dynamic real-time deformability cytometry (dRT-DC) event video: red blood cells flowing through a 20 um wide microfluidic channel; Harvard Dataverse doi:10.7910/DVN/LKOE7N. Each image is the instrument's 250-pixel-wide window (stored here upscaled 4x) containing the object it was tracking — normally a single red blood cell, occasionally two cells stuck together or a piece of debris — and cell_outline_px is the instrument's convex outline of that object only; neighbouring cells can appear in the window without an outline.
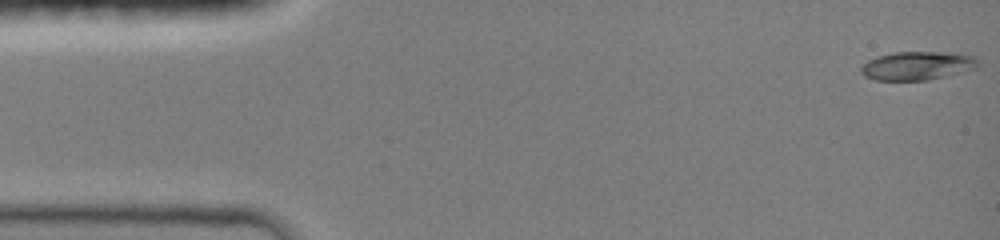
{"species": "common noctule bat (a hibernating species)", "species_latin": "Nyctalus noctula", "temperature_condition": "room temperature", "stored_images_in_passage": 9, "camera_frame_rate_fps": 3000, "um_per_image_px": 0.085, "animal": {"sex": "female", "body_mass_g": 19.0, "forearm_length_mm": 51.5}, "frame": {"image": 1, "passage_image": 1, "time_ms": 0.0, "image_size_px": [1000, 240], "cell_outline_px": [[976, 68], [928, 80], [876, 80], [864, 76], [860, 72], [860, 68], [868, 60], [876, 56], [892, 52], [948, 52], [972, 56], [976, 60]], "centroid_in_image_um": [77.89, 5.58], "position_along_channel_um": 7.1, "area_um2": 19.25}}
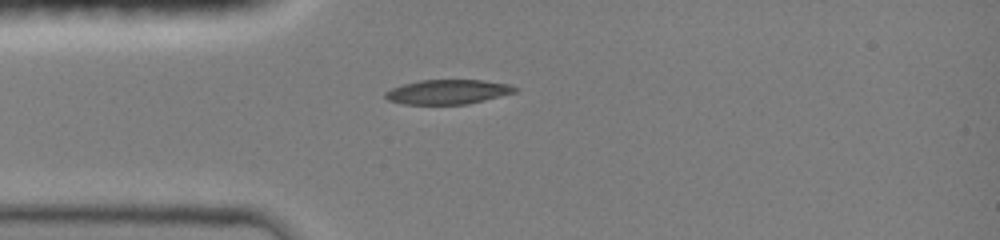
{"frame": {"image": 2, "passage_image": 7, "time_ms": 3.667, "image_size_px": [1000, 240], "cell_outline_px": [[520, 88], [516, 92], [468, 104], [404, 104], [388, 100], [384, 96], [384, 92], [392, 88], [404, 84], [420, 80], [480, 80], [508, 84]], "centroid_in_image_um": [38.06, 7.81], "position_along_channel_um": 46.9, "area_um2": 18.44}}
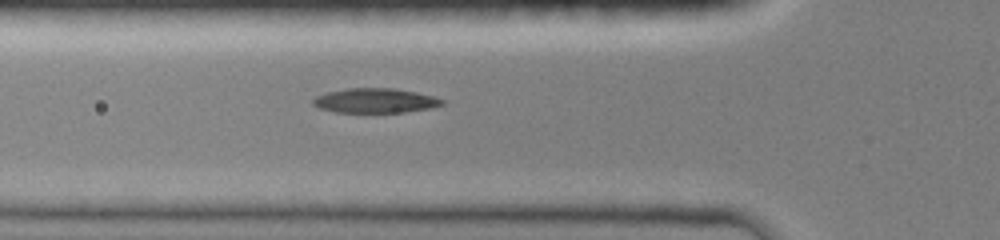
{"frame": {"image": 3, "passage_image": 9, "time_ms": 5.0, "image_size_px": [1000, 240], "cell_outline_px": [[444, 104], [432, 108], [404, 112], [336, 112], [320, 108], [312, 104], [312, 100], [316, 96], [328, 92], [348, 88], [396, 88], [416, 92], [432, 96], [444, 100]], "centroid_in_image_um": [31.9, 8.55], "position_along_channel_um": 93.9, "area_um2": 18.44}}